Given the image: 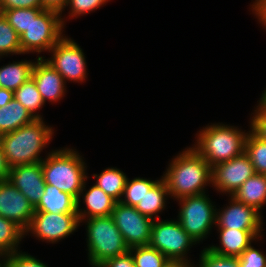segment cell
<instances>
[{
    "instance_id": "cell-21",
    "label": "cell",
    "mask_w": 266,
    "mask_h": 267,
    "mask_svg": "<svg viewBox=\"0 0 266 267\" xmlns=\"http://www.w3.org/2000/svg\"><path fill=\"white\" fill-rule=\"evenodd\" d=\"M166 197L170 196L166 182L161 177L148 191H145L142 200L139 201L135 208L141 214L154 220L160 219L158 213L165 209Z\"/></svg>"
},
{
    "instance_id": "cell-31",
    "label": "cell",
    "mask_w": 266,
    "mask_h": 267,
    "mask_svg": "<svg viewBox=\"0 0 266 267\" xmlns=\"http://www.w3.org/2000/svg\"><path fill=\"white\" fill-rule=\"evenodd\" d=\"M2 13L19 36H21L31 24V8L10 9Z\"/></svg>"
},
{
    "instance_id": "cell-44",
    "label": "cell",
    "mask_w": 266,
    "mask_h": 267,
    "mask_svg": "<svg viewBox=\"0 0 266 267\" xmlns=\"http://www.w3.org/2000/svg\"><path fill=\"white\" fill-rule=\"evenodd\" d=\"M258 106L266 113V90L262 93Z\"/></svg>"
},
{
    "instance_id": "cell-14",
    "label": "cell",
    "mask_w": 266,
    "mask_h": 267,
    "mask_svg": "<svg viewBox=\"0 0 266 267\" xmlns=\"http://www.w3.org/2000/svg\"><path fill=\"white\" fill-rule=\"evenodd\" d=\"M230 197L229 205L225 209H216L217 228H230L238 230H263L261 212L256 208L237 201Z\"/></svg>"
},
{
    "instance_id": "cell-39",
    "label": "cell",
    "mask_w": 266,
    "mask_h": 267,
    "mask_svg": "<svg viewBox=\"0 0 266 267\" xmlns=\"http://www.w3.org/2000/svg\"><path fill=\"white\" fill-rule=\"evenodd\" d=\"M251 7L254 15L266 29V0H255Z\"/></svg>"
},
{
    "instance_id": "cell-19",
    "label": "cell",
    "mask_w": 266,
    "mask_h": 267,
    "mask_svg": "<svg viewBox=\"0 0 266 267\" xmlns=\"http://www.w3.org/2000/svg\"><path fill=\"white\" fill-rule=\"evenodd\" d=\"M34 210L49 213H77V199L56 186L45 184L44 194Z\"/></svg>"
},
{
    "instance_id": "cell-23",
    "label": "cell",
    "mask_w": 266,
    "mask_h": 267,
    "mask_svg": "<svg viewBox=\"0 0 266 267\" xmlns=\"http://www.w3.org/2000/svg\"><path fill=\"white\" fill-rule=\"evenodd\" d=\"M34 120L29 111L13 98L7 106L0 108V135L15 131Z\"/></svg>"
},
{
    "instance_id": "cell-11",
    "label": "cell",
    "mask_w": 266,
    "mask_h": 267,
    "mask_svg": "<svg viewBox=\"0 0 266 267\" xmlns=\"http://www.w3.org/2000/svg\"><path fill=\"white\" fill-rule=\"evenodd\" d=\"M79 225L78 213L35 211L25 235L32 233L39 240L56 243L74 233Z\"/></svg>"
},
{
    "instance_id": "cell-33",
    "label": "cell",
    "mask_w": 266,
    "mask_h": 267,
    "mask_svg": "<svg viewBox=\"0 0 266 267\" xmlns=\"http://www.w3.org/2000/svg\"><path fill=\"white\" fill-rule=\"evenodd\" d=\"M109 0H68L67 6H69V18L78 17L84 14H88L91 11L100 8L106 4Z\"/></svg>"
},
{
    "instance_id": "cell-18",
    "label": "cell",
    "mask_w": 266,
    "mask_h": 267,
    "mask_svg": "<svg viewBox=\"0 0 266 267\" xmlns=\"http://www.w3.org/2000/svg\"><path fill=\"white\" fill-rule=\"evenodd\" d=\"M85 187L86 181L79 195V199L77 200V213L79 219H88L91 217L99 216H110L117 201L111 196L107 195L96 184H93V186L90 187V189L87 191ZM81 196L84 198L83 202L86 206L85 209H80Z\"/></svg>"
},
{
    "instance_id": "cell-13",
    "label": "cell",
    "mask_w": 266,
    "mask_h": 267,
    "mask_svg": "<svg viewBox=\"0 0 266 267\" xmlns=\"http://www.w3.org/2000/svg\"><path fill=\"white\" fill-rule=\"evenodd\" d=\"M34 206L9 180L0 181V216L17 224L24 232L34 215Z\"/></svg>"
},
{
    "instance_id": "cell-24",
    "label": "cell",
    "mask_w": 266,
    "mask_h": 267,
    "mask_svg": "<svg viewBox=\"0 0 266 267\" xmlns=\"http://www.w3.org/2000/svg\"><path fill=\"white\" fill-rule=\"evenodd\" d=\"M93 177L96 178L95 184L107 195L117 202L121 200L127 181V176L123 171L111 167L104 169L101 174H93Z\"/></svg>"
},
{
    "instance_id": "cell-5",
    "label": "cell",
    "mask_w": 266,
    "mask_h": 267,
    "mask_svg": "<svg viewBox=\"0 0 266 267\" xmlns=\"http://www.w3.org/2000/svg\"><path fill=\"white\" fill-rule=\"evenodd\" d=\"M83 221L87 222L88 260L92 267L129 252V247L111 215L80 219V223Z\"/></svg>"
},
{
    "instance_id": "cell-22",
    "label": "cell",
    "mask_w": 266,
    "mask_h": 267,
    "mask_svg": "<svg viewBox=\"0 0 266 267\" xmlns=\"http://www.w3.org/2000/svg\"><path fill=\"white\" fill-rule=\"evenodd\" d=\"M34 63L31 60L13 61L0 67V87L13 92L17 90L31 78Z\"/></svg>"
},
{
    "instance_id": "cell-1",
    "label": "cell",
    "mask_w": 266,
    "mask_h": 267,
    "mask_svg": "<svg viewBox=\"0 0 266 267\" xmlns=\"http://www.w3.org/2000/svg\"><path fill=\"white\" fill-rule=\"evenodd\" d=\"M211 174L212 167L193 147H189L171 160L162 178L170 198L176 200L206 193L205 187L212 184Z\"/></svg>"
},
{
    "instance_id": "cell-43",
    "label": "cell",
    "mask_w": 266,
    "mask_h": 267,
    "mask_svg": "<svg viewBox=\"0 0 266 267\" xmlns=\"http://www.w3.org/2000/svg\"><path fill=\"white\" fill-rule=\"evenodd\" d=\"M194 265L191 261L167 260L162 267H197V265Z\"/></svg>"
},
{
    "instance_id": "cell-30",
    "label": "cell",
    "mask_w": 266,
    "mask_h": 267,
    "mask_svg": "<svg viewBox=\"0 0 266 267\" xmlns=\"http://www.w3.org/2000/svg\"><path fill=\"white\" fill-rule=\"evenodd\" d=\"M129 252L135 267H162L168 260L164 254L150 245L133 247Z\"/></svg>"
},
{
    "instance_id": "cell-6",
    "label": "cell",
    "mask_w": 266,
    "mask_h": 267,
    "mask_svg": "<svg viewBox=\"0 0 266 267\" xmlns=\"http://www.w3.org/2000/svg\"><path fill=\"white\" fill-rule=\"evenodd\" d=\"M64 20L56 11L31 8V24L20 36L22 53L49 52L64 36Z\"/></svg>"
},
{
    "instance_id": "cell-16",
    "label": "cell",
    "mask_w": 266,
    "mask_h": 267,
    "mask_svg": "<svg viewBox=\"0 0 266 267\" xmlns=\"http://www.w3.org/2000/svg\"><path fill=\"white\" fill-rule=\"evenodd\" d=\"M31 77L36 83L37 89L42 96L43 101L46 103L57 102L65 96L66 82L64 78L49 65L43 56H37Z\"/></svg>"
},
{
    "instance_id": "cell-36",
    "label": "cell",
    "mask_w": 266,
    "mask_h": 267,
    "mask_svg": "<svg viewBox=\"0 0 266 267\" xmlns=\"http://www.w3.org/2000/svg\"><path fill=\"white\" fill-rule=\"evenodd\" d=\"M253 117L250 121V129L261 139L266 141V113L259 107L256 106Z\"/></svg>"
},
{
    "instance_id": "cell-8",
    "label": "cell",
    "mask_w": 266,
    "mask_h": 267,
    "mask_svg": "<svg viewBox=\"0 0 266 267\" xmlns=\"http://www.w3.org/2000/svg\"><path fill=\"white\" fill-rule=\"evenodd\" d=\"M156 219L152 225L150 246L164 254L168 260L190 261L188 251L196 241L182 228L178 220Z\"/></svg>"
},
{
    "instance_id": "cell-15",
    "label": "cell",
    "mask_w": 266,
    "mask_h": 267,
    "mask_svg": "<svg viewBox=\"0 0 266 267\" xmlns=\"http://www.w3.org/2000/svg\"><path fill=\"white\" fill-rule=\"evenodd\" d=\"M8 180L27 197L34 207L44 194L46 183L42 162L11 167Z\"/></svg>"
},
{
    "instance_id": "cell-17",
    "label": "cell",
    "mask_w": 266,
    "mask_h": 267,
    "mask_svg": "<svg viewBox=\"0 0 266 267\" xmlns=\"http://www.w3.org/2000/svg\"><path fill=\"white\" fill-rule=\"evenodd\" d=\"M219 246L206 247L211 252L228 257H239L256 239L261 238L263 230H238L230 228H218Z\"/></svg>"
},
{
    "instance_id": "cell-41",
    "label": "cell",
    "mask_w": 266,
    "mask_h": 267,
    "mask_svg": "<svg viewBox=\"0 0 266 267\" xmlns=\"http://www.w3.org/2000/svg\"><path fill=\"white\" fill-rule=\"evenodd\" d=\"M9 172H10V167L6 162V158L4 156L2 146L0 143V181L8 180Z\"/></svg>"
},
{
    "instance_id": "cell-37",
    "label": "cell",
    "mask_w": 266,
    "mask_h": 267,
    "mask_svg": "<svg viewBox=\"0 0 266 267\" xmlns=\"http://www.w3.org/2000/svg\"><path fill=\"white\" fill-rule=\"evenodd\" d=\"M1 11L18 8H42L41 0H0Z\"/></svg>"
},
{
    "instance_id": "cell-34",
    "label": "cell",
    "mask_w": 266,
    "mask_h": 267,
    "mask_svg": "<svg viewBox=\"0 0 266 267\" xmlns=\"http://www.w3.org/2000/svg\"><path fill=\"white\" fill-rule=\"evenodd\" d=\"M240 267H266V255L252 244L238 257Z\"/></svg>"
},
{
    "instance_id": "cell-32",
    "label": "cell",
    "mask_w": 266,
    "mask_h": 267,
    "mask_svg": "<svg viewBox=\"0 0 266 267\" xmlns=\"http://www.w3.org/2000/svg\"><path fill=\"white\" fill-rule=\"evenodd\" d=\"M197 267H240L238 257L217 255L207 248L201 251Z\"/></svg>"
},
{
    "instance_id": "cell-40",
    "label": "cell",
    "mask_w": 266,
    "mask_h": 267,
    "mask_svg": "<svg viewBox=\"0 0 266 267\" xmlns=\"http://www.w3.org/2000/svg\"><path fill=\"white\" fill-rule=\"evenodd\" d=\"M41 2L42 9L56 11L62 17V12L67 7L68 0H41Z\"/></svg>"
},
{
    "instance_id": "cell-35",
    "label": "cell",
    "mask_w": 266,
    "mask_h": 267,
    "mask_svg": "<svg viewBox=\"0 0 266 267\" xmlns=\"http://www.w3.org/2000/svg\"><path fill=\"white\" fill-rule=\"evenodd\" d=\"M7 267H48L42 261L26 252L15 251L8 254Z\"/></svg>"
},
{
    "instance_id": "cell-29",
    "label": "cell",
    "mask_w": 266,
    "mask_h": 267,
    "mask_svg": "<svg viewBox=\"0 0 266 267\" xmlns=\"http://www.w3.org/2000/svg\"><path fill=\"white\" fill-rule=\"evenodd\" d=\"M158 180H149L147 178L136 177L131 181L127 178L122 198L119 202L136 207L142 200L145 191H148Z\"/></svg>"
},
{
    "instance_id": "cell-25",
    "label": "cell",
    "mask_w": 266,
    "mask_h": 267,
    "mask_svg": "<svg viewBox=\"0 0 266 267\" xmlns=\"http://www.w3.org/2000/svg\"><path fill=\"white\" fill-rule=\"evenodd\" d=\"M13 95L14 98L23 107H25L35 119L43 118L37 110L41 109L45 102L43 101L32 77L15 90Z\"/></svg>"
},
{
    "instance_id": "cell-4",
    "label": "cell",
    "mask_w": 266,
    "mask_h": 267,
    "mask_svg": "<svg viewBox=\"0 0 266 267\" xmlns=\"http://www.w3.org/2000/svg\"><path fill=\"white\" fill-rule=\"evenodd\" d=\"M245 130L238 127L215 123L201 129L196 134V143L193 148L213 167L228 161L245 150L247 137Z\"/></svg>"
},
{
    "instance_id": "cell-38",
    "label": "cell",
    "mask_w": 266,
    "mask_h": 267,
    "mask_svg": "<svg viewBox=\"0 0 266 267\" xmlns=\"http://www.w3.org/2000/svg\"><path fill=\"white\" fill-rule=\"evenodd\" d=\"M101 267H135L133 257L130 252L116 256L104 262Z\"/></svg>"
},
{
    "instance_id": "cell-42",
    "label": "cell",
    "mask_w": 266,
    "mask_h": 267,
    "mask_svg": "<svg viewBox=\"0 0 266 267\" xmlns=\"http://www.w3.org/2000/svg\"><path fill=\"white\" fill-rule=\"evenodd\" d=\"M13 98V91L0 87V108L7 106Z\"/></svg>"
},
{
    "instance_id": "cell-20",
    "label": "cell",
    "mask_w": 266,
    "mask_h": 267,
    "mask_svg": "<svg viewBox=\"0 0 266 267\" xmlns=\"http://www.w3.org/2000/svg\"><path fill=\"white\" fill-rule=\"evenodd\" d=\"M237 201L260 209L266 204V174L255 173L232 195Z\"/></svg>"
},
{
    "instance_id": "cell-45",
    "label": "cell",
    "mask_w": 266,
    "mask_h": 267,
    "mask_svg": "<svg viewBox=\"0 0 266 267\" xmlns=\"http://www.w3.org/2000/svg\"><path fill=\"white\" fill-rule=\"evenodd\" d=\"M4 257V258H3ZM2 258V260H1ZM7 258H8V254H6L3 251H0V267H7Z\"/></svg>"
},
{
    "instance_id": "cell-7",
    "label": "cell",
    "mask_w": 266,
    "mask_h": 267,
    "mask_svg": "<svg viewBox=\"0 0 266 267\" xmlns=\"http://www.w3.org/2000/svg\"><path fill=\"white\" fill-rule=\"evenodd\" d=\"M208 196L203 193L177 199L180 206L177 220L196 243L205 240L216 224L217 208Z\"/></svg>"
},
{
    "instance_id": "cell-9",
    "label": "cell",
    "mask_w": 266,
    "mask_h": 267,
    "mask_svg": "<svg viewBox=\"0 0 266 267\" xmlns=\"http://www.w3.org/2000/svg\"><path fill=\"white\" fill-rule=\"evenodd\" d=\"M44 59L66 81L83 82L87 78L86 59L82 48L68 36H63Z\"/></svg>"
},
{
    "instance_id": "cell-28",
    "label": "cell",
    "mask_w": 266,
    "mask_h": 267,
    "mask_svg": "<svg viewBox=\"0 0 266 267\" xmlns=\"http://www.w3.org/2000/svg\"><path fill=\"white\" fill-rule=\"evenodd\" d=\"M21 55L20 36L7 22L4 14H0V58L7 55Z\"/></svg>"
},
{
    "instance_id": "cell-10",
    "label": "cell",
    "mask_w": 266,
    "mask_h": 267,
    "mask_svg": "<svg viewBox=\"0 0 266 267\" xmlns=\"http://www.w3.org/2000/svg\"><path fill=\"white\" fill-rule=\"evenodd\" d=\"M111 216L129 249L150 244L154 219L121 202L115 204Z\"/></svg>"
},
{
    "instance_id": "cell-26",
    "label": "cell",
    "mask_w": 266,
    "mask_h": 267,
    "mask_svg": "<svg viewBox=\"0 0 266 267\" xmlns=\"http://www.w3.org/2000/svg\"><path fill=\"white\" fill-rule=\"evenodd\" d=\"M244 152L252 162L255 173L266 174V141L257 136L251 129L245 140Z\"/></svg>"
},
{
    "instance_id": "cell-2",
    "label": "cell",
    "mask_w": 266,
    "mask_h": 267,
    "mask_svg": "<svg viewBox=\"0 0 266 267\" xmlns=\"http://www.w3.org/2000/svg\"><path fill=\"white\" fill-rule=\"evenodd\" d=\"M54 130L43 119H35L15 131L0 135V143L6 162L11 168L17 165L40 163V156L53 138Z\"/></svg>"
},
{
    "instance_id": "cell-3",
    "label": "cell",
    "mask_w": 266,
    "mask_h": 267,
    "mask_svg": "<svg viewBox=\"0 0 266 267\" xmlns=\"http://www.w3.org/2000/svg\"><path fill=\"white\" fill-rule=\"evenodd\" d=\"M85 164L82 156L71 148L53 150L42 161L45 183L56 186L78 200L88 179Z\"/></svg>"
},
{
    "instance_id": "cell-12",
    "label": "cell",
    "mask_w": 266,
    "mask_h": 267,
    "mask_svg": "<svg viewBox=\"0 0 266 267\" xmlns=\"http://www.w3.org/2000/svg\"><path fill=\"white\" fill-rule=\"evenodd\" d=\"M254 174V166L248 155L243 152L241 155L212 167L211 185L217 191L232 196Z\"/></svg>"
},
{
    "instance_id": "cell-27",
    "label": "cell",
    "mask_w": 266,
    "mask_h": 267,
    "mask_svg": "<svg viewBox=\"0 0 266 267\" xmlns=\"http://www.w3.org/2000/svg\"><path fill=\"white\" fill-rule=\"evenodd\" d=\"M25 232L14 222L0 216V251L11 254L18 251V245Z\"/></svg>"
}]
</instances>
